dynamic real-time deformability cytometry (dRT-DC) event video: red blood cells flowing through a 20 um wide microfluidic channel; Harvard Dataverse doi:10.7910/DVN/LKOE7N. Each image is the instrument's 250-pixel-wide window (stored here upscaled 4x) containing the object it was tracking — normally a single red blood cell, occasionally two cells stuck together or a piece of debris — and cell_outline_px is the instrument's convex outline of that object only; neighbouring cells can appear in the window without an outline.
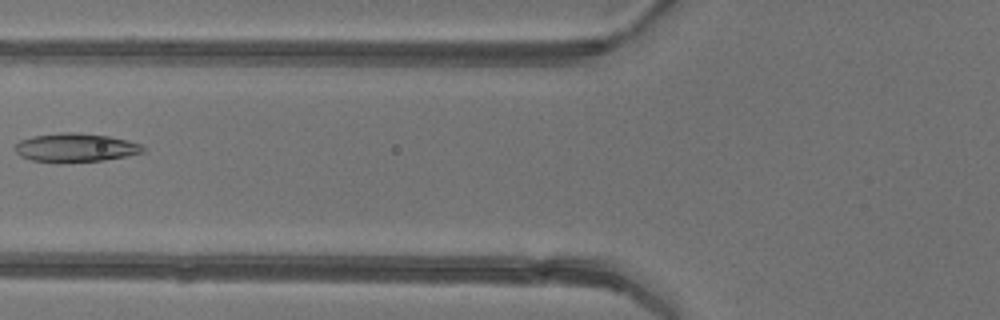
{"species": "common noctule bat (a hibernating species)", "species_latin": "Nyctalus noctula", "temperature_condition": "warm", "stored_images_in_passage": 3, "camera_frame_rate_fps": 3000, "um_per_image_px": 0.085, "animal": {"sex": "female"}, "frame": {"image": 1, "passage_image": 3, "time_ms": 2.333, "image_size_px": [1000, 320], "cell_outline_px": [[144, 152], [128, 156], [104, 160], [56, 164], [32, 160], [20, 156], [12, 148], [20, 140], [32, 136], [64, 132], [76, 132], [108, 136], [128, 140], [140, 144], [144, 148]], "centroid_in_image_um": [6.38, 12.57], "position_along_channel_um": 119.4, "area_um2": 21.79}}